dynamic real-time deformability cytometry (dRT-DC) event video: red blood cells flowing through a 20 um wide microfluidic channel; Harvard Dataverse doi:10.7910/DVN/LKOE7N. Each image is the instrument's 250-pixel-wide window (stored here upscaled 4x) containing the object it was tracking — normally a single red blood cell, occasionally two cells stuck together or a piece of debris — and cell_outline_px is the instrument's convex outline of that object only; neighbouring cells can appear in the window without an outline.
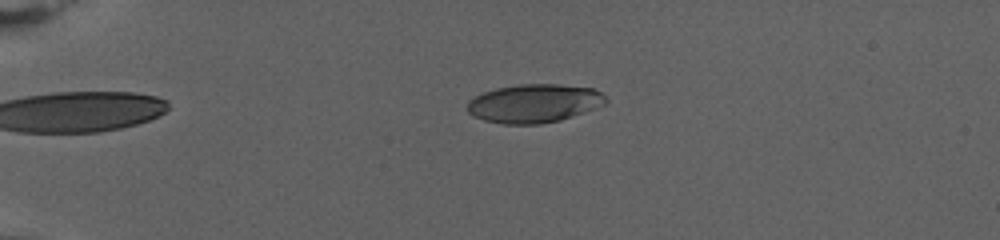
{"species": "human", "species_latin": "Homo sapiens", "temperature_condition": "warm", "stored_images_in_passage": 82, "camera_frame_rate_fps": 3000, "um_per_image_px": 0.085, "donor": {"sex": "female"}, "frame": {"image": 1, "passage_image": 22, "time_ms": 7.0, "image_size_px": [1000, 240], "cell_outline_px": [[608, 100], [604, 104], [596, 108], [560, 120], [540, 124], [500, 124], [484, 120], [472, 116], [468, 112], [468, 100], [484, 92], [496, 88], [516, 84], [556, 84], [592, 88], [600, 92]], "centroid_in_image_um": [45.38, 8.79], "position_along_channel_um": 39.6, "area_um2": 31.1}}
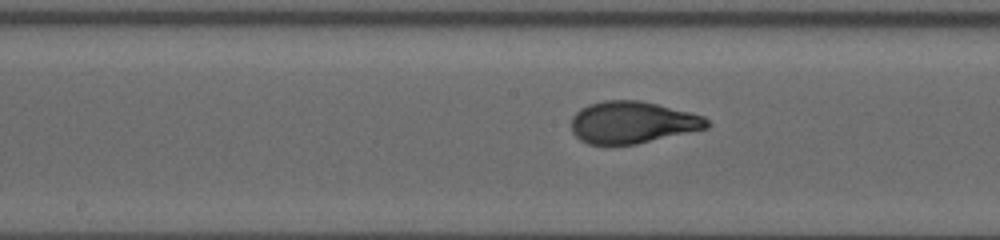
{"frame": {"image": 2, "passage_image": 46, "time_ms": 15.0, "image_size_px": [1000, 240], "cell_outline_px": [[708, 128], [636, 144], [588, 144], [580, 140], [572, 132], [572, 116], [580, 108], [588, 104], [604, 100], [640, 100], [704, 116], [708, 120]], "centroid_in_image_um": [53.72, 10.4], "position_along_channel_um": 194.5, "area_um2": 33.0}}
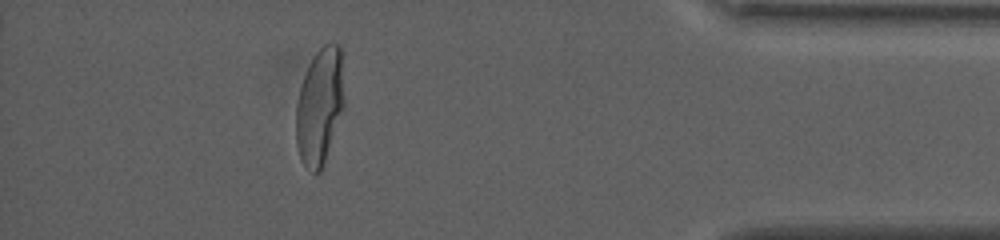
{"frame": {"image": 3, "passage_image": 74, "time_ms": 24.333, "image_size_px": [1000, 240], "cell_outline_px": [[344, 108], [320, 172], [312, 172], [300, 160], [296, 144], [296, 104], [300, 88], [304, 76], [316, 52], [328, 40], [332, 40], [340, 44], [344, 52]], "centroid_in_image_um": [27.21, 8.93], "position_along_channel_um": 408.0, "area_um2": 33.35}, "authors_computed_cell_mechanics": {"area_um2": 32.6281, "velocity_mm_per_s": 2.6721, "shape_relaxation_time_tau1_ms": 7.4664, "shape_relaxation_time_tau2_ms": null, "deformation_change_tau1": 0.2677, "deformation_change_tau2": null}}